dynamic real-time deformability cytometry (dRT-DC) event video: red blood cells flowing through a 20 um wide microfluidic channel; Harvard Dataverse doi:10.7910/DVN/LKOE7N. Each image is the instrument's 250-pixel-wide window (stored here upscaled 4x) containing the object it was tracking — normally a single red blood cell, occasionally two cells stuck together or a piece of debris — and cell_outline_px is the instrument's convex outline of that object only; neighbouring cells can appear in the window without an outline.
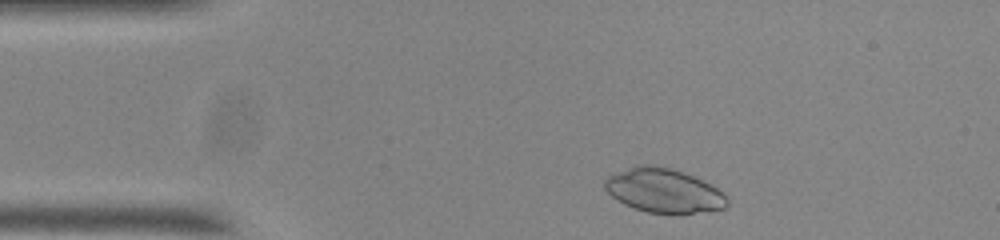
{"species": "common noctule bat (a hibernating species)", "species_latin": "Nyctalus noctula", "temperature_condition": "room temperature", "stored_images_in_passage": 47, "camera_frame_rate_fps": 3000, "um_per_image_px": 0.085, "animal": {"sex": "male", "body_mass_g": 20.0, "forearm_length_mm": 53.3}, "frame": {"image": 1, "passage_image": 2, "time_ms": 0.333, "image_size_px": [1000, 240], "cell_outline_px": [[728, 204], [724, 208], [680, 216], [648, 212], [624, 204], [612, 196], [604, 188], [604, 180], [608, 176], [636, 164], [656, 164], [672, 168], [684, 172], [712, 184], [728, 200]], "centroid_in_image_um": [56.41, 16.21], "position_along_channel_um": 28.6, "area_um2": 31.96}}
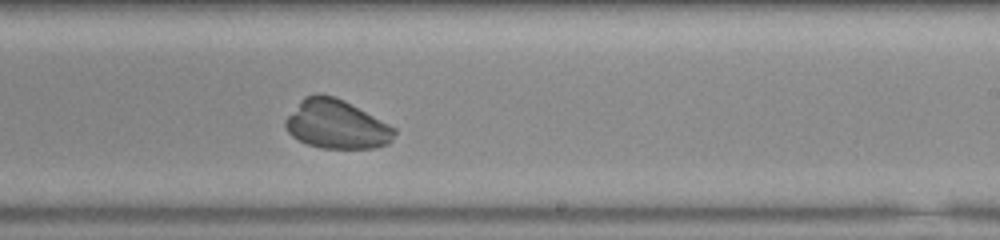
{"frame": {"image": 2, "passage_image": 25, "time_ms": 8.0, "image_size_px": [1000, 240], "cell_outline_px": [[396, 132], [392, 140], [388, 144], [376, 148], [320, 148], [308, 144], [292, 136], [288, 132], [284, 124], [284, 120], [300, 100], [304, 96], [316, 92], [320, 92], [336, 96], [344, 100], [396, 128]], "centroid_in_image_um": [28.58, 10.55], "position_along_channel_um": 260.4, "area_um2": 31.27}}
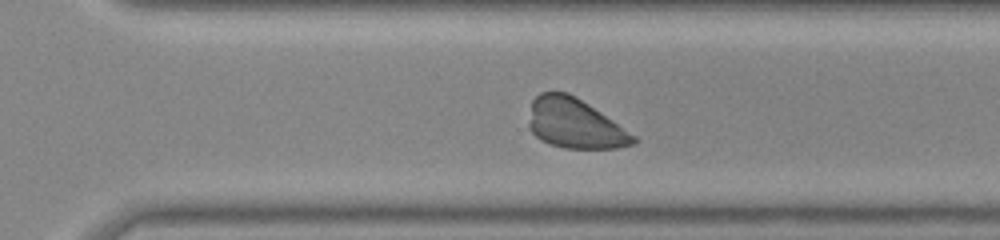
{"frame": {"image": 3, "passage_image": 30, "time_ms": 9.667, "image_size_px": [1000, 240], "cell_outline_px": [[636, 144], [620, 148], [564, 148], [540, 140], [528, 128], [528, 124], [532, 100], [540, 92], [568, 92], [576, 96], [636, 136]], "centroid_in_image_um": [48.84, 10.5], "position_along_channel_um": 321.8, "area_um2": 30.23}}